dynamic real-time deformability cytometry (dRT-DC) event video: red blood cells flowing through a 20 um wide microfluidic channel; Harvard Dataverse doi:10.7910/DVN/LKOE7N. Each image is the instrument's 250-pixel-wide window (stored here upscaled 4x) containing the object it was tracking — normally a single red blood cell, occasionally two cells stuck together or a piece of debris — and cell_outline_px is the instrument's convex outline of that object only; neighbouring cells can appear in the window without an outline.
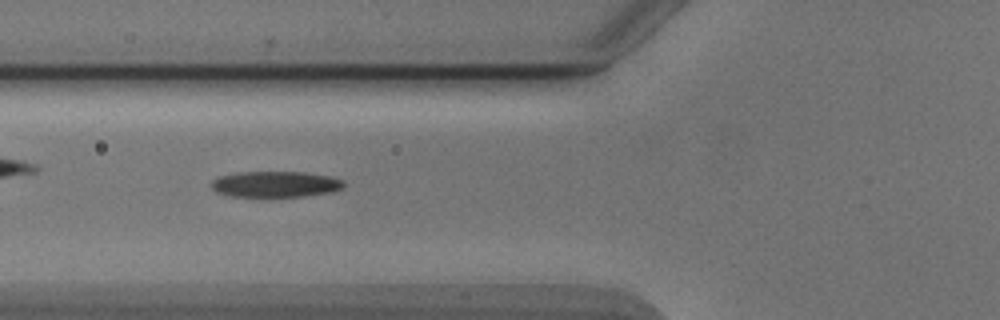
{"species": "Egyptian fruit bat (a non-hibernating species)", "species_latin": "Rousettus aegyptiacus", "temperature_condition": "cold", "stored_images_in_passage": 49, "camera_frame_rate_fps": 3000, "um_per_image_px": 0.085, "animal": {"sex": "male"}, "frame": {"image": 1, "passage_image": 20, "time_ms": 6.333, "image_size_px": [1000, 320], "cell_outline_px": [[344, 188], [332, 192], [304, 196], [232, 196], [216, 192], [212, 188], [212, 180], [220, 176], [236, 172], [304, 172], [328, 176], [344, 180]], "centroid_in_image_um": [23.43, 15.65], "position_along_channel_um": 102.4, "area_um2": 19.94}}
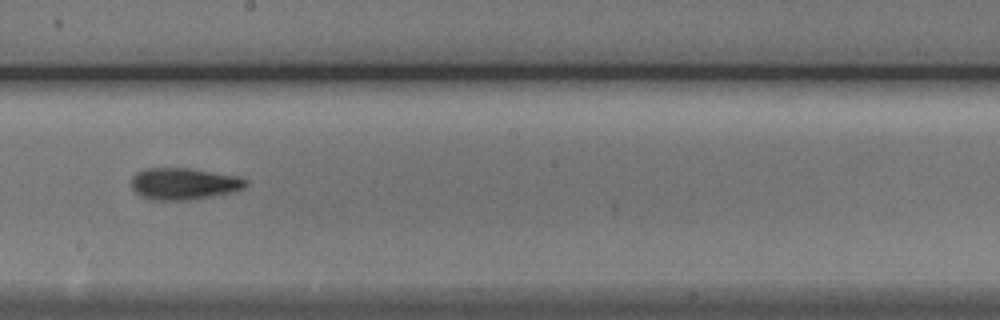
{"frame": {"image": 2, "passage_image": 30, "time_ms": 9.667, "image_size_px": [1000, 320], "cell_outline_px": [[248, 184], [244, 188], [232, 192], [192, 200], [152, 200], [140, 196], [132, 188], [132, 176], [136, 172], [144, 168], [188, 168], [240, 176], [248, 180]], "centroid_in_image_um": [15.64, 15.62], "position_along_channel_um": 232.6, "area_um2": 21.39}}
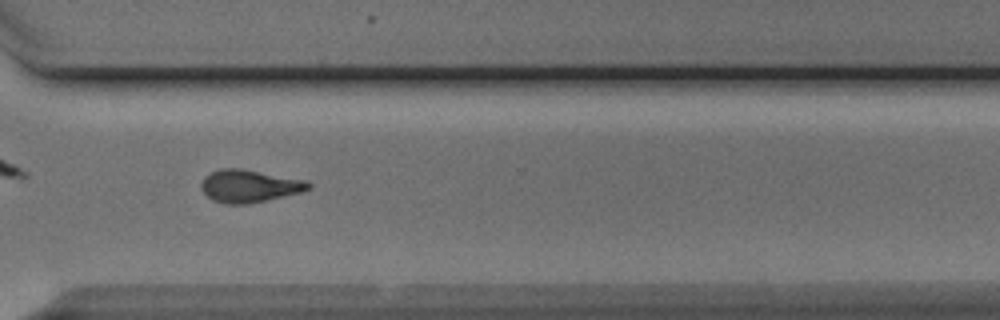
{"frame": {"image": 3, "passage_image": 39, "time_ms": 12.667, "image_size_px": [1000, 320], "cell_outline_px": [[312, 188], [300, 192], [268, 200], [248, 204], [224, 204], [212, 200], [200, 188], [200, 184], [204, 176], [220, 168], [240, 168], [304, 180], [312, 184]], "centroid_in_image_um": [21.16, 15.82], "position_along_channel_um": 349.4, "area_um2": 20.35}}